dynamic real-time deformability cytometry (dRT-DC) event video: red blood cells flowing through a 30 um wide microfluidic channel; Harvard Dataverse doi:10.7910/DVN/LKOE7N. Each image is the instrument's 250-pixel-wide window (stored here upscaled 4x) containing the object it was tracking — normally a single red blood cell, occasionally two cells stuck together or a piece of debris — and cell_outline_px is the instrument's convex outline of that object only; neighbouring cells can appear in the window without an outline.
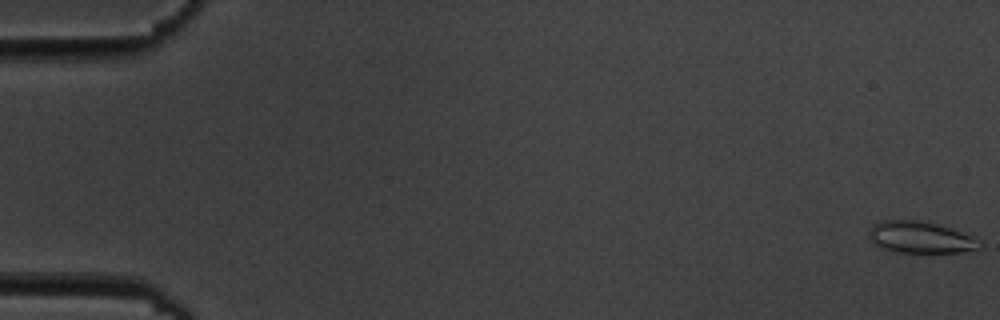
{"species": "common noctule bat (a hibernating species)", "species_latin": "Nyctalus noctula", "temperature_condition": "cold", "stored_images_in_passage": 5, "camera_frame_rate_fps": 3000, "um_per_image_px": 0.085, "animal": {"sex": "male", "body_mass_g": 19.5, "forearm_length_mm": 54.6}, "frame": {"image": 1, "passage_image": 1, "time_ms": 0.0, "image_size_px": [1000, 320], "cell_outline_px": [[984, 244], [980, 248], [960, 252], [896, 252], [880, 248], [868, 236], [868, 232], [872, 224], [880, 220], [924, 220], [952, 228]], "centroid_in_image_um": [78.18, 20.16], "position_along_channel_um": 6.8, "area_um2": 20.4}}
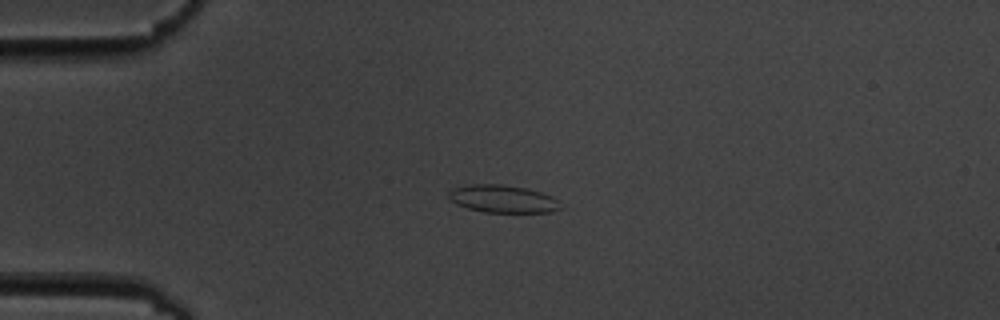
{"frame": {"image": 2, "passage_image": 5, "time_ms": 4.667, "image_size_px": [1000, 320], "cell_outline_px": [[564, 208], [552, 212], [484, 212], [468, 208], [456, 204], [448, 196], [448, 192], [452, 188], [468, 184], [500, 184], [528, 188], [552, 196], [560, 200]], "centroid_in_image_um": [42.79, 16.9], "position_along_channel_um": 42.2, "area_um2": 18.26}}